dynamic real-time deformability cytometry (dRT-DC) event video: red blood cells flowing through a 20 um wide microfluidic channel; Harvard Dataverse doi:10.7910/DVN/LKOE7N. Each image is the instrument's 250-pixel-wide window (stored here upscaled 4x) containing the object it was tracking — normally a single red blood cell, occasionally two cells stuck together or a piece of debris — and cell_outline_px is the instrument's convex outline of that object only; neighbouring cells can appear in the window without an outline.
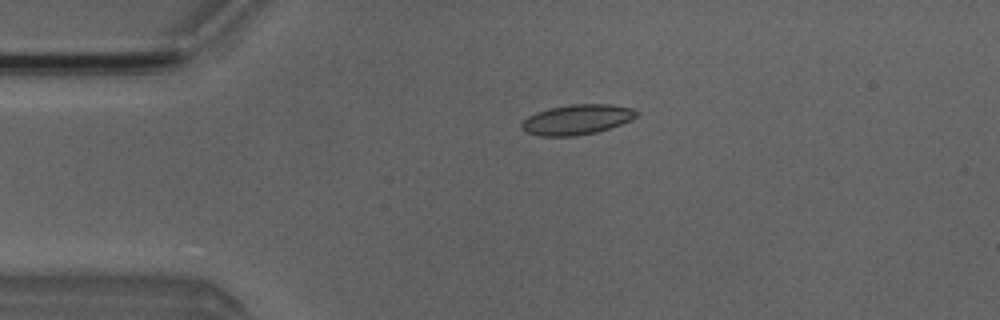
{"species": "Egyptian fruit bat (a non-hibernating species)", "species_latin": "Rousettus aegyptiacus", "temperature_condition": "room temperature", "stored_images_in_passage": 4, "camera_frame_rate_fps": 3000, "um_per_image_px": 0.085, "animal": {"sex": "male"}, "frame": {"image": 1, "passage_image": 3, "time_ms": 2.333, "image_size_px": [1000, 320], "cell_outline_px": [[640, 112], [636, 116], [620, 124], [596, 132], [576, 136], [540, 136], [528, 132], [520, 128], [520, 124], [528, 116], [536, 112], [548, 108], [568, 104], [608, 104], [632, 108]], "centroid_in_image_um": [49.0, 10.15], "position_along_channel_um": 36.0, "area_um2": 20.06}}